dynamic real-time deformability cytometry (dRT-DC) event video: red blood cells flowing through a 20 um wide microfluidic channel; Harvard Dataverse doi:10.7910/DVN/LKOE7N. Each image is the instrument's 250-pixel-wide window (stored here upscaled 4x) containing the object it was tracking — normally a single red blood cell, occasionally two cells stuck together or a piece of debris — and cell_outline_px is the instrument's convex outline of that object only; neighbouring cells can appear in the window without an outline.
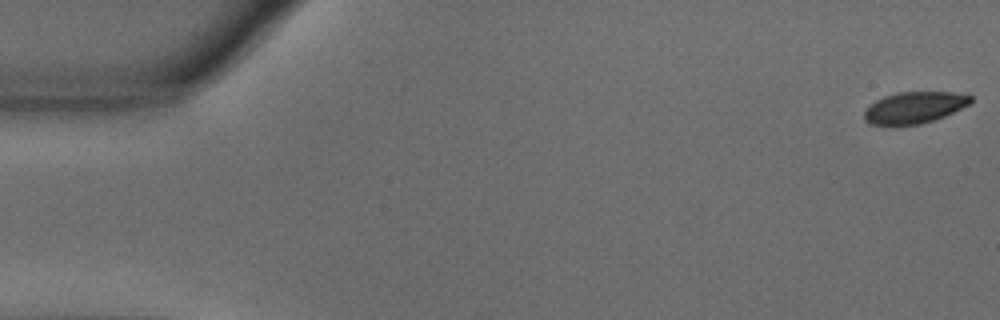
{"species": "common noctule bat (a hibernating species)", "species_latin": "Nyctalus noctula", "temperature_condition": "warm", "stored_images_in_passage": 56, "camera_frame_rate_fps": 3000, "um_per_image_px": 0.085, "animal": {"sex": "male", "body_mass_g": 18.8}, "frame": {"image": 1, "passage_image": 1, "time_ms": 0.0, "image_size_px": [1000, 320], "cell_outline_px": [[972, 100], [968, 104], [944, 116], [920, 124], [892, 128], [888, 128], [868, 124], [864, 120], [864, 112], [868, 104], [884, 96], [896, 92], [968, 92], [972, 96]], "centroid_in_image_um": [77.64, 9.17], "position_along_channel_um": 7.4, "area_um2": 20.35}}
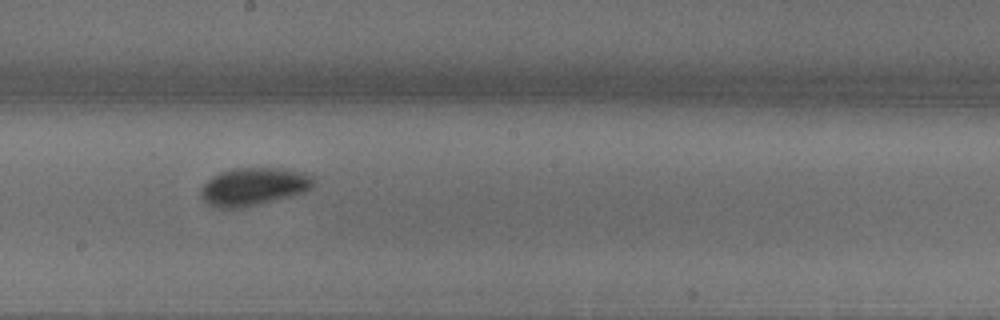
{"frame": {"image": 2, "passage_image": 31, "time_ms": 10.0, "image_size_px": [1000, 320], "cell_outline_px": [[316, 184], [308, 192], [240, 208], [212, 208], [200, 196], [200, 188], [212, 176], [220, 172], [232, 168], [280, 168], [304, 172], [312, 176]], "centroid_in_image_um": [21.57, 15.86], "position_along_channel_um": 226.6, "area_um2": 25.14}}
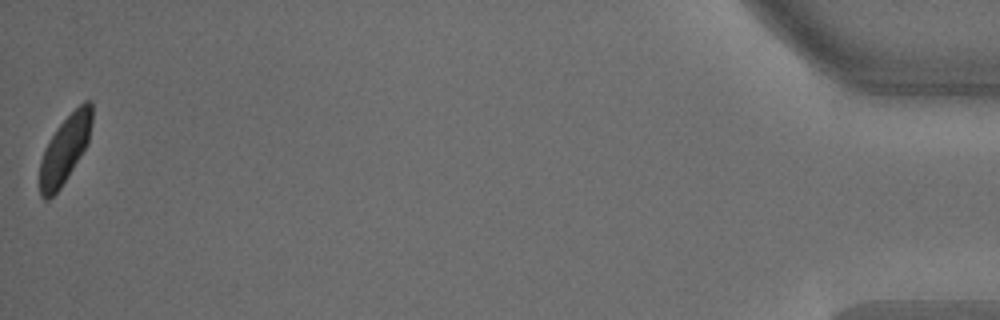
{"frame": {"image": 3, "passage_image": 56, "time_ms": 18.333, "image_size_px": [1000, 320], "cell_outline_px": [[92, 120], [88, 144], [68, 176], [60, 188], [48, 200], [44, 200], [40, 196], [40, 160], [44, 148], [56, 128], [84, 100], [92, 100]], "centroid_in_image_um": [5.52, 12.69], "position_along_channel_um": 429.7, "area_um2": 20.52}, "authors_computed_cell_mechanics": {"area_um2": 22.2819, "velocity_mm_per_s": 3.5887, "shape_relaxation_time_tau1_ms": 2.9578, "shape_relaxation_time_tau2_ms": null, "deformation_change_tau1": 0.137, "deformation_change_tau2": null}}